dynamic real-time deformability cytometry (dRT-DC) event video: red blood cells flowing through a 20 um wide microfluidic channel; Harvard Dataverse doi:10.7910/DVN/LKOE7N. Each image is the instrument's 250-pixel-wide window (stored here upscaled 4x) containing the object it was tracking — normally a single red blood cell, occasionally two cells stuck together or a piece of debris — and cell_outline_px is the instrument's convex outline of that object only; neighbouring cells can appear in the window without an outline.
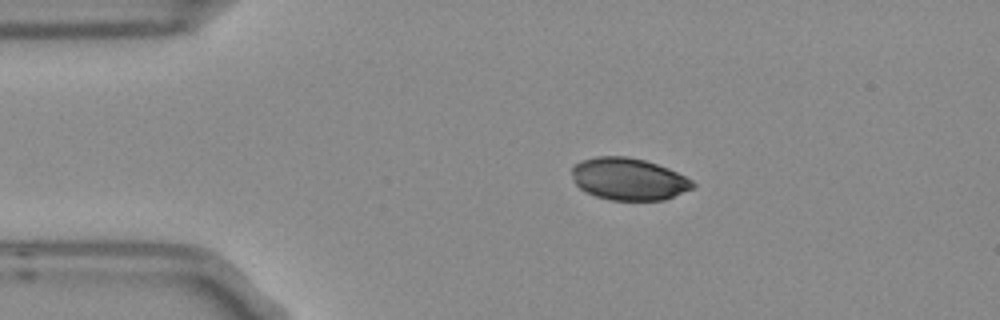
{"species": "Egyptian fruit bat (a non-hibernating species)", "species_latin": "Rousettus aegyptiacus", "temperature_condition": "room temperature", "stored_images_in_passage": 6, "camera_frame_rate_fps": 3000, "um_per_image_px": 0.085, "frame": {"image": 1, "passage_image": 2, "time_ms": 0.333, "image_size_px": [1000, 320], "cell_outline_px": [[696, 184], [692, 188], [664, 200], [612, 200], [596, 196], [580, 188], [576, 184], [572, 172], [572, 168], [580, 160], [596, 156], [628, 156], [644, 160], [668, 168], [692, 180]], "centroid_in_image_um": [53.43, 15.21], "position_along_channel_um": 31.6, "area_um2": 29.42}}
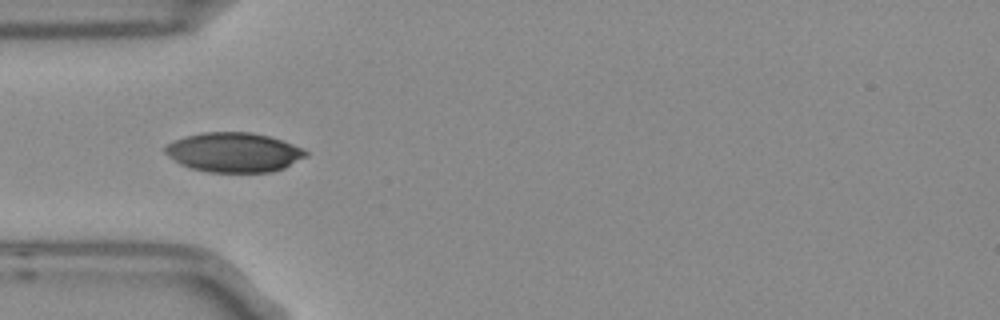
{"frame": {"image": 2, "passage_image": 4, "time_ms": 1.0, "image_size_px": [1000, 320], "cell_outline_px": [[308, 156], [284, 168], [272, 172], [208, 172], [192, 168], [180, 164], [164, 152], [164, 148], [168, 144], [176, 140], [188, 136], [204, 132], [252, 132], [268, 136], [304, 148], [308, 152]], "centroid_in_image_um": [19.92, 12.95], "position_along_channel_um": 65.1, "area_um2": 32.25}}